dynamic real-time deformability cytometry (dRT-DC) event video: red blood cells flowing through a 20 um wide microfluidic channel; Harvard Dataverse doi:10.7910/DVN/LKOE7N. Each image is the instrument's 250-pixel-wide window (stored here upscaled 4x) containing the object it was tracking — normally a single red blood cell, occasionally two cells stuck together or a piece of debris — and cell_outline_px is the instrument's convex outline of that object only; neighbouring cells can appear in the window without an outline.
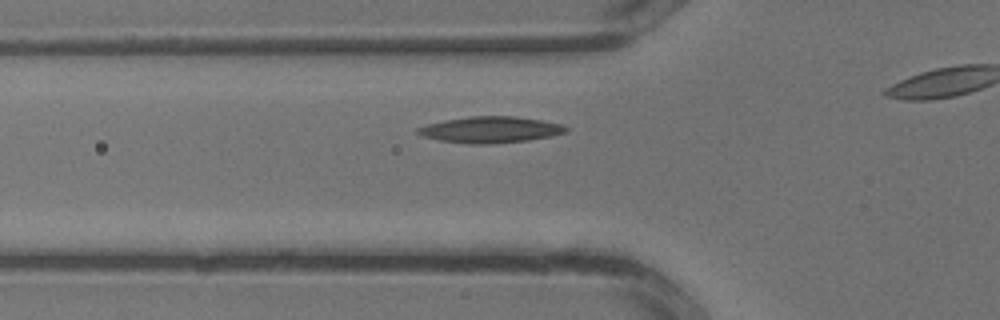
{"species": "common noctule bat (a hibernating species)", "species_latin": "Nyctalus noctula", "temperature_condition": "warm", "stored_images_in_passage": 22, "camera_frame_rate_fps": 3000, "um_per_image_px": 0.085, "animal": {"sex": "male", "body_mass_g": 13.3}, "frame": {"image": 1, "passage_image": 6, "time_ms": 1.667, "image_size_px": [1000, 320], "cell_outline_px": [[568, 132], [552, 136], [528, 140], [488, 144], [468, 144], [440, 140], [424, 136], [416, 132], [416, 128], [428, 124], [444, 120], [472, 116], [512, 116], [540, 120], [560, 124], [568, 128]], "centroid_in_image_um": [41.69, 11.02], "position_along_channel_um": 84.1, "area_um2": 22.48}}
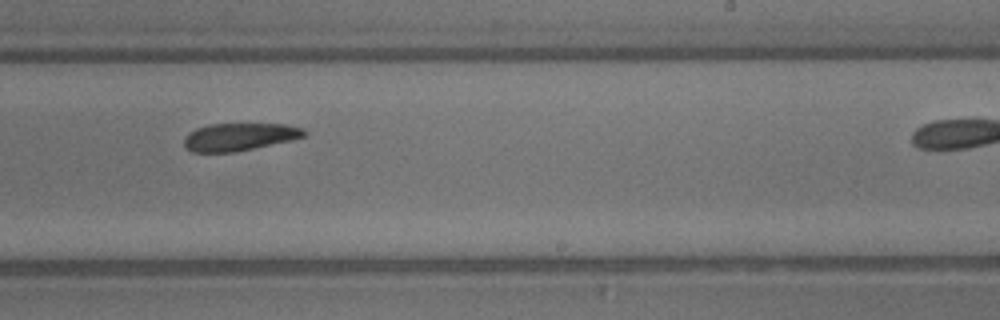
{"frame": {"image": 2, "passage_image": 15, "time_ms": 4.667, "image_size_px": [1000, 320], "cell_outline_px": [[308, 132], [304, 136], [292, 140], [232, 152], [192, 152], [184, 148], [184, 140], [188, 132], [196, 128], [212, 124], [284, 124], [304, 128]], "centroid_in_image_um": [20.33, 11.63], "position_along_channel_um": 268.7, "area_um2": 19.25}}
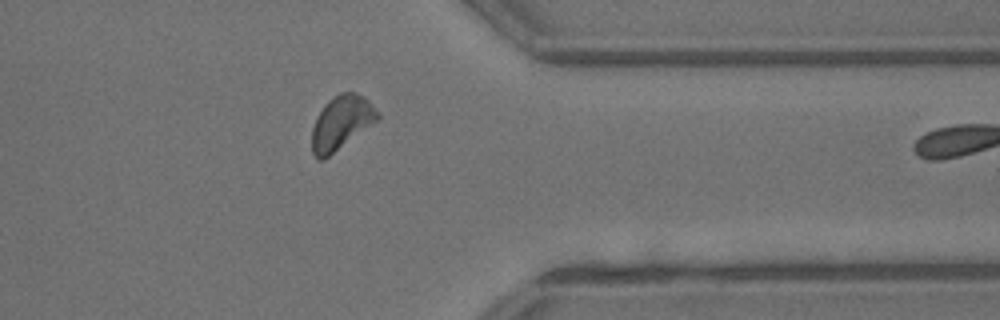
{"frame": {"image": 3, "passage_image": 21, "time_ms": 6.667, "image_size_px": [1000, 320], "cell_outline_px": [[380, 116], [376, 120], [324, 160], [316, 160], [312, 152], [312, 128], [316, 116], [324, 104], [332, 96], [340, 92], [356, 92], [364, 96], [368, 100]], "centroid_in_image_um": [28.95, 10.41], "position_along_channel_um": 382.5, "area_um2": 20.4}}